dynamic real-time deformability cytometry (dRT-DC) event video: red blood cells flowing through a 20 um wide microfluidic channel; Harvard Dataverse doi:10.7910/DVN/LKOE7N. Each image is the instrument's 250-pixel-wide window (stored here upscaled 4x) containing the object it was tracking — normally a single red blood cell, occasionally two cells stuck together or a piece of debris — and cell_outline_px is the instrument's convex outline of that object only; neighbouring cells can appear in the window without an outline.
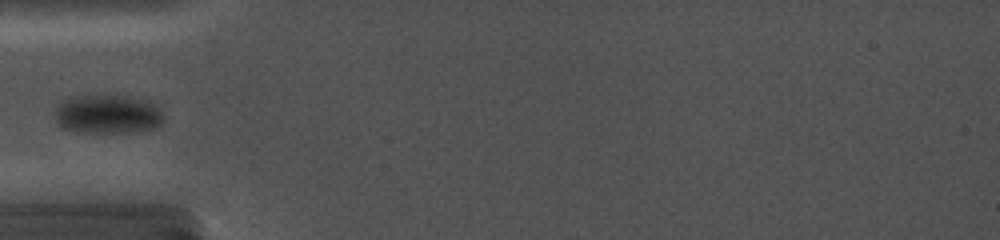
{"species": "common noctule bat (a hibernating species)", "species_latin": "Nyctalus noctula", "temperature_condition": "cold", "stored_images_in_passage": 6, "camera_frame_rate_fps": 5000, "um_per_image_px": 0.085, "animal": {"sex": "female", "body_mass_g": 19.0, "forearm_length_mm": 56.7}, "frame": {"image": 1, "passage_image": 2, "time_ms": 0.2, "image_size_px": [1000, 240], "cell_outline_px": [[148, 120], [108, 132], [100, 132], [80, 128], [68, 124], [68, 120], [72, 116], [88, 108], [128, 108], [140, 112], [148, 116]], "centroid_in_image_um": [9.06, 10.11], "position_along_channel_um": 75.9, "area_um2": 10.06}}